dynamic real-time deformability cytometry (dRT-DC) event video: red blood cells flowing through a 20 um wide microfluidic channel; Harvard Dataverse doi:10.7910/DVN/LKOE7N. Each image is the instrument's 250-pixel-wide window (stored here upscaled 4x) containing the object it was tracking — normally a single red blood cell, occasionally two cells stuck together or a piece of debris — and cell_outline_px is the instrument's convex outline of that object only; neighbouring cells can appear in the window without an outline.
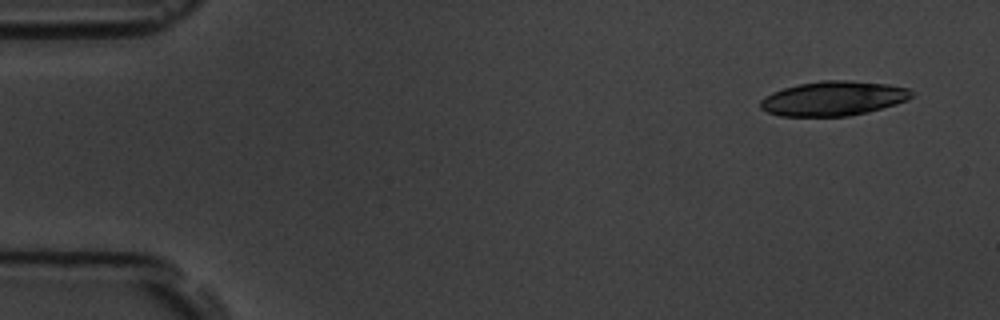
{"species": "common noctule bat (a hibernating species)", "species_latin": "Nyctalus noctula", "temperature_condition": "room temperature", "stored_images_in_passage": 6, "camera_frame_rate_fps": 3000, "um_per_image_px": 0.085, "animal": {"sex": "male", "body_mass_g": 19.5, "forearm_length_mm": 54.6}, "frame": {"image": 1, "passage_image": 1, "time_ms": 0.0, "image_size_px": [1000, 320], "cell_outline_px": [[916, 92], [908, 100], [896, 104], [868, 112], [848, 116], [780, 116], [768, 112], [760, 108], [760, 100], [764, 96], [772, 92], [784, 88], [800, 84], [820, 80], [848, 80], [888, 84], [908, 88]], "centroid_in_image_um": [70.85, 8.36], "position_along_channel_um": 14.1, "area_um2": 30.58}}